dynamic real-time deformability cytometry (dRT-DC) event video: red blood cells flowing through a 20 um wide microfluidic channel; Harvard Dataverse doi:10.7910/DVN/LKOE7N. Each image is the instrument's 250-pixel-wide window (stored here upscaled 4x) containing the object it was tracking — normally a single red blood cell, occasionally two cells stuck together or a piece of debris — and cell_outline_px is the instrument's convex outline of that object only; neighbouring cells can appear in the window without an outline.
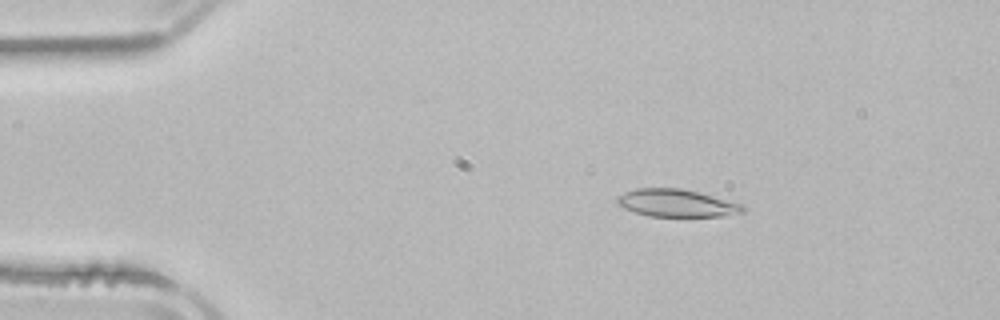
{"species": "common noctule bat (a hibernating species)", "species_latin": "Nyctalus noctula", "temperature_condition": "room temperature", "stored_images_in_passage": 3, "camera_frame_rate_fps": 3000, "um_per_image_px": 0.085, "animal": {"sex": "male", "body_mass_g": 21.5, "forearm_length_mm": 52.0}, "frame": {"image": 1, "passage_image": 1, "time_ms": 0.0, "image_size_px": [1000, 320], "cell_outline_px": [[744, 212], [724, 216], [652, 216], [636, 212], [624, 208], [616, 200], [616, 196], [624, 192], [636, 188], [680, 188], [744, 204]], "centroid_in_image_um": [57.51, 17.26], "position_along_channel_um": 27.5, "area_um2": 19.94}}
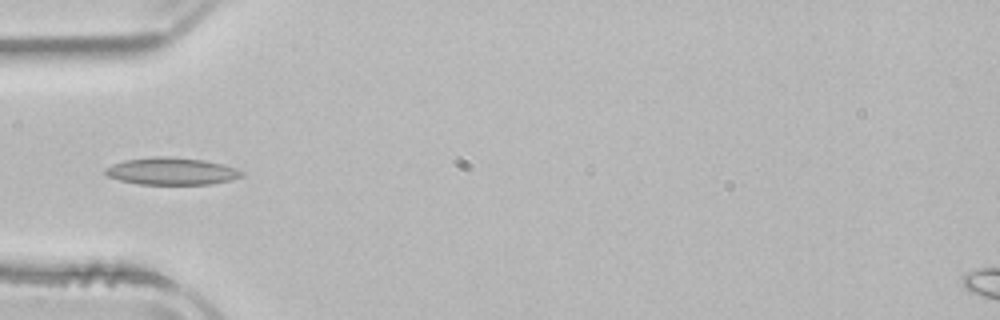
{"frame": {"image": 2, "passage_image": 3, "time_ms": 2.667, "image_size_px": [1000, 320], "cell_outline_px": [[244, 176], [232, 180], [208, 184], [140, 184], [120, 180], [108, 176], [104, 172], [104, 168], [112, 164], [124, 160], [152, 156], [172, 156], [204, 160], [224, 164], [236, 168], [244, 172]], "centroid_in_image_um": [14.6, 14.54], "position_along_channel_um": 70.4, "area_um2": 21.85}}